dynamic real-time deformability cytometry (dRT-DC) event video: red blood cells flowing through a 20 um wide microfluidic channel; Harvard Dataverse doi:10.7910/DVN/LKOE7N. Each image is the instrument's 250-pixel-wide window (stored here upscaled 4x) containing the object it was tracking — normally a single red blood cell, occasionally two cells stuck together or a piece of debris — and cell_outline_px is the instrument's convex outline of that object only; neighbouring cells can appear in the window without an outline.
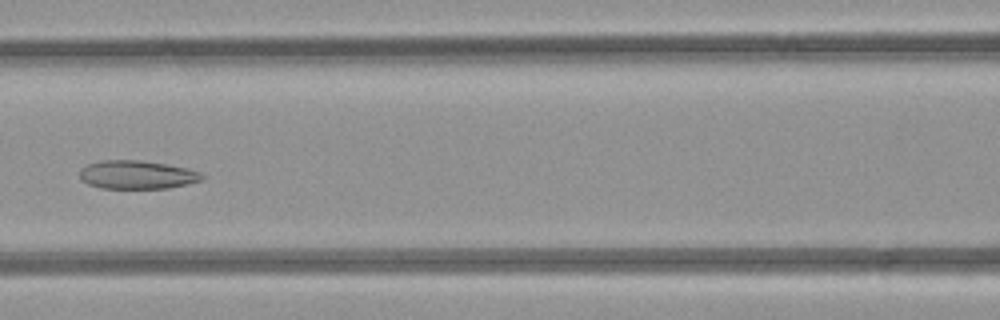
{"species": "common noctule bat (a hibernating species)", "species_latin": "Nyctalus noctula", "temperature_condition": "room temperature", "stored_images_in_passage": 48, "camera_frame_rate_fps": 3000, "um_per_image_px": 0.085, "animal": {"sex": "female", "body_mass_g": 21.9}, "frame": {"image": 1, "passage_image": 21, "time_ms": 6.667, "image_size_px": [1000, 320], "cell_outline_px": [[204, 176], [200, 180], [188, 184], [168, 188], [100, 188], [88, 184], [80, 180], [80, 168], [88, 164], [104, 160], [140, 160], [188, 168], [200, 172]], "centroid_in_image_um": [11.62, 14.85], "position_along_channel_um": 155.0, "area_um2": 20.23}, "authors_computed_cell_mechanics": {"area_um2": 25.2297, "velocity_mm_per_s": 4.2163, "shape_relaxation_time_tau1_ms": null, "shape_relaxation_time_tau2_ms": 4.0464, "deformation_change_tau1": null, "deformation_change_tau2": 0.103}}